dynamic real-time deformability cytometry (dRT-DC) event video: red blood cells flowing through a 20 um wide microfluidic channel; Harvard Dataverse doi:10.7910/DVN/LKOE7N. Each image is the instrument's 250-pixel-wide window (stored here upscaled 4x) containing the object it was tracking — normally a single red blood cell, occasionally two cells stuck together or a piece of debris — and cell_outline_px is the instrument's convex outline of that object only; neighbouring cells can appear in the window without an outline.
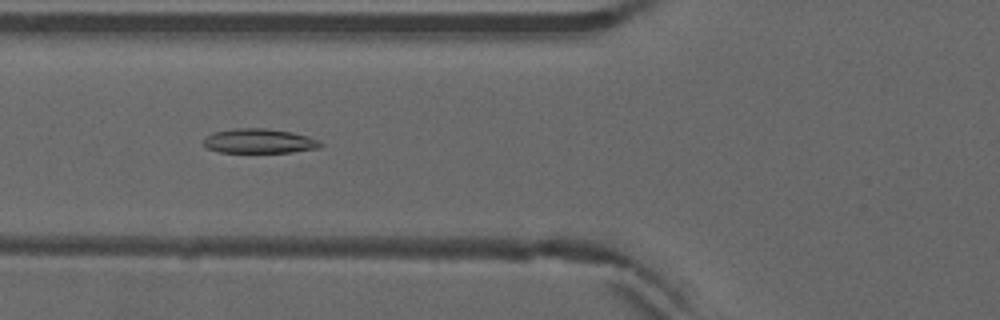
{"species": "common noctule bat (a hibernating species)", "species_latin": "Nyctalus noctula", "temperature_condition": "warm", "stored_images_in_passage": 36, "camera_frame_rate_fps": 3000, "um_per_image_px": 0.085, "animal": {"sex": "male", "forearm_length_mm": 52.5}, "frame": {"image": 1, "passage_image": 21, "time_ms": 6.667, "image_size_px": [1000, 320], "cell_outline_px": [[324, 144], [320, 148], [292, 152], [220, 152], [208, 148], [204, 144], [204, 140], [212, 132], [232, 128], [264, 128], [292, 132], [308, 136]], "centroid_in_image_um": [22.05, 11.98], "position_along_channel_um": 103.8, "area_um2": 16.65}}
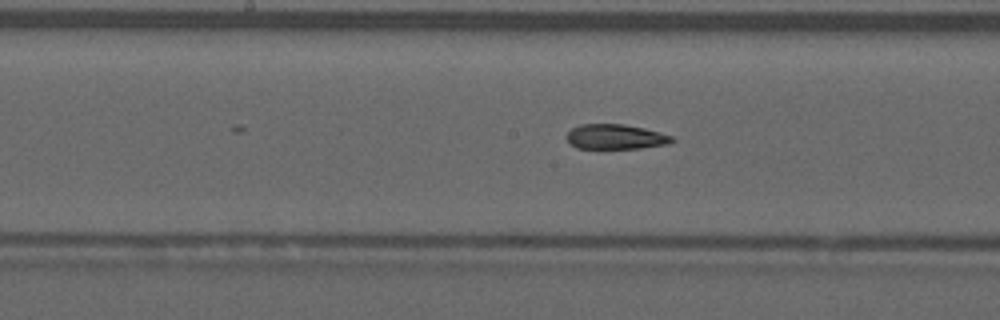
{"frame": {"image": 2, "passage_image": 28, "time_ms": 9.0, "image_size_px": [1000, 320], "cell_outline_px": [[676, 140], [668, 144], [640, 148], [576, 148], [564, 136], [572, 128], [580, 124], [624, 124], [644, 128], [660, 132], [672, 136]], "centroid_in_image_um": [52.33, 11.62], "position_along_channel_um": 195.9, "area_um2": 15.32}}
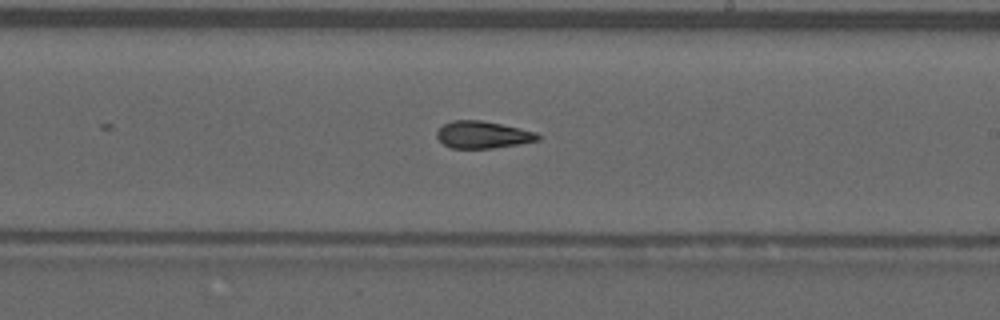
{"frame": {"image": 3, "passage_image": 32, "time_ms": 10.333, "image_size_px": [1000, 320], "cell_outline_px": [[540, 140], [492, 148], [452, 148], [444, 144], [436, 136], [436, 132], [444, 124], [452, 120], [480, 120], [520, 128], [536, 132], [540, 136]], "centroid_in_image_um": [41.03, 11.45], "position_along_channel_um": 248.0, "area_um2": 15.78}}